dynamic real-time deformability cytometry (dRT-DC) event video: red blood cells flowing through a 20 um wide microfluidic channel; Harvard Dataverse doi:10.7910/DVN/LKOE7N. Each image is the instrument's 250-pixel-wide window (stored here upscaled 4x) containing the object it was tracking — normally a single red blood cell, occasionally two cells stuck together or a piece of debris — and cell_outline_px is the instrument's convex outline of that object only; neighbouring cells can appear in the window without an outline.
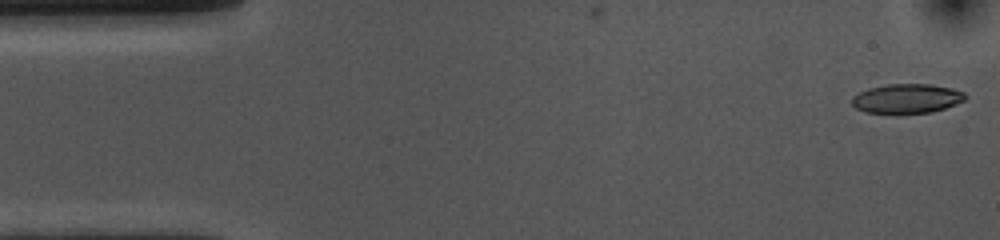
{"species": "common noctule bat (a hibernating species)", "species_latin": "Nyctalus noctula", "temperature_condition": "cold", "stored_images_in_passage": 53, "camera_frame_rate_fps": 3000, "um_per_image_px": 0.085, "animal": {"sex": "female", "body_mass_g": 10.0, "forearm_length_mm": 53.1}, "frame": {"image": 1, "passage_image": 1, "time_ms": 0.0, "image_size_px": [1000, 240], "cell_outline_px": [[968, 96], [964, 100], [956, 104], [932, 112], [864, 112], [856, 108], [852, 104], [852, 96], [868, 88], [888, 84], [932, 84], [952, 88], [964, 92]], "centroid_in_image_um": [77.1, 8.35], "position_along_channel_um": 7.9, "area_um2": 19.19}}
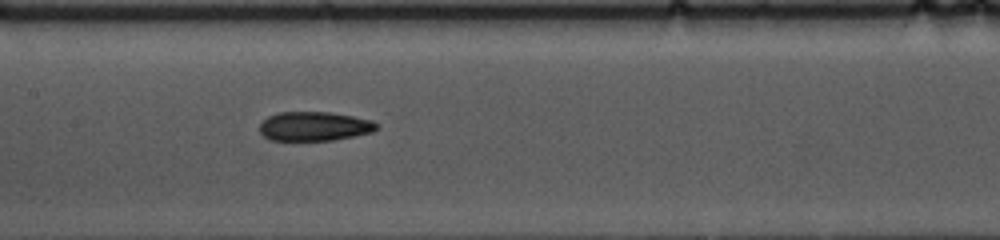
{"frame": {"image": 2, "passage_image": 24, "time_ms": 7.667, "image_size_px": [1000, 240], "cell_outline_px": [[380, 128], [372, 132], [332, 140], [272, 140], [264, 136], [260, 132], [260, 124], [268, 116], [280, 112], [328, 112], [352, 116], [372, 120], [380, 124]], "centroid_in_image_um": [26.75, 10.73], "position_along_channel_um": 180.6, "area_um2": 19.83}}
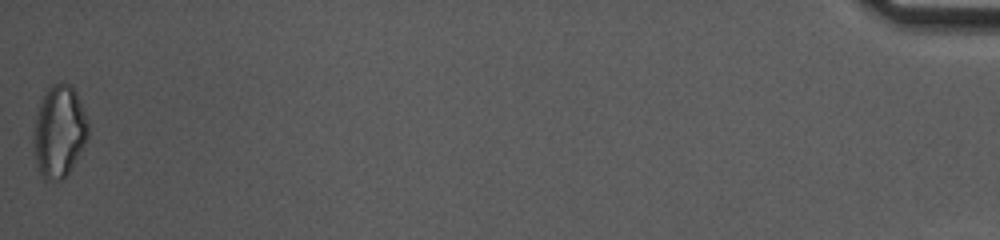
{"frame": {"image": 3, "passage_image": 53, "time_ms": 17.333, "image_size_px": [1000, 240], "cell_outline_px": [[88, 136], [84, 144], [64, 180], [44, 180], [36, 164], [32, 140], [36, 112], [40, 100], [48, 88], [52, 84], [72, 84], [76, 92], [88, 120]], "centroid_in_image_um": [5.0, 11.17], "position_along_channel_um": 430.2, "area_um2": 29.3}, "authors_computed_cell_mechanics": {"area_um2": 20.2878, "velocity_mm_per_s": 3.6644, "shape_relaxation_time_tau1_ms": 9.566, "shape_relaxation_time_tau2_ms": 3.6611, "deformation_change_tau1": 0.1904, "deformation_change_tau2": 0.1114}}